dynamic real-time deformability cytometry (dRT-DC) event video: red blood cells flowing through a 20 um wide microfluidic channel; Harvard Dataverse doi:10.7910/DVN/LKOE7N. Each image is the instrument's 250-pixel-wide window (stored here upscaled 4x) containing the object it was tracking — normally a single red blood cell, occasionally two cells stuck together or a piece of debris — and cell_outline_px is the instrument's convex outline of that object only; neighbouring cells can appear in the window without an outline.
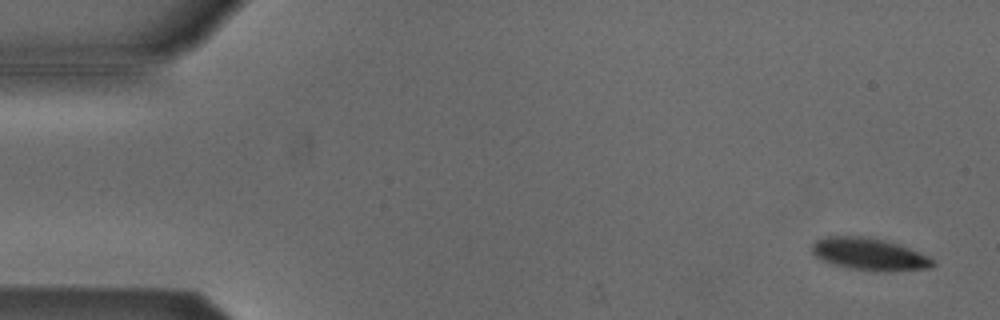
{"species": "Egyptian fruit bat (a non-hibernating species)", "species_latin": "Rousettus aegyptiacus", "temperature_condition": "cold", "stored_images_in_passage": 54, "camera_frame_rate_fps": 3000, "um_per_image_px": 0.085, "animal": {"sex": "male"}, "frame": {"image": 1, "passage_image": 3, "time_ms": 0.667, "image_size_px": [1000, 320], "cell_outline_px": [[936, 264], [932, 268], [884, 272], [848, 268], [832, 264], [820, 260], [812, 252], [812, 244], [816, 240], [824, 236], [864, 236], [884, 240], [900, 244], [928, 256], [936, 260]], "centroid_in_image_um": [73.91, 21.61], "position_along_channel_um": 11.1, "area_um2": 23.0}}
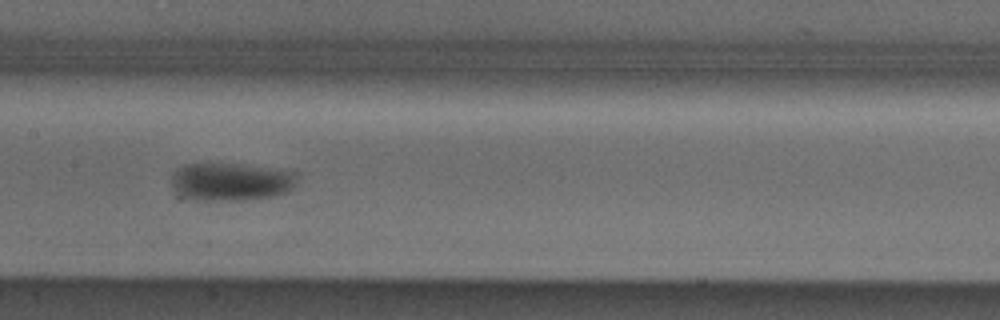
{"frame": {"image": 2, "passage_image": 27, "time_ms": 8.667, "image_size_px": [1000, 320], "cell_outline_px": [[296, 184], [288, 192], [272, 196], [240, 200], [192, 200], [172, 188], [172, 176], [184, 164], [232, 164], [296, 172]], "centroid_in_image_um": [19.63, 15.46], "position_along_channel_um": 187.8, "area_um2": 27.17}}
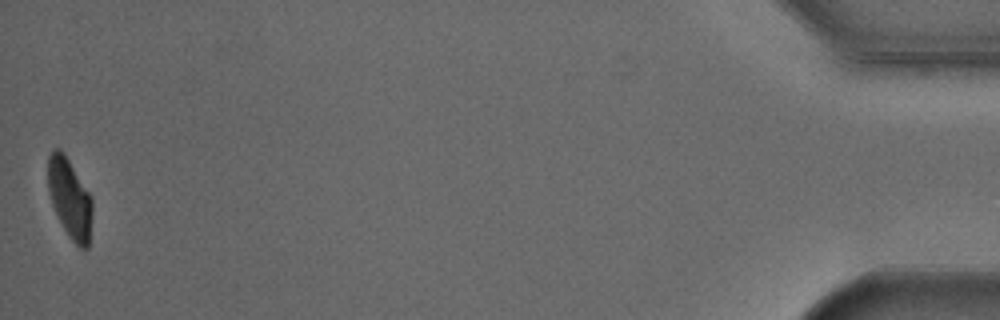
{"frame": {"image": 3, "passage_image": 54, "time_ms": 17.667, "image_size_px": [1000, 320], "cell_outline_px": [[92, 216], [88, 248], [80, 248], [68, 236], [52, 204], [48, 188], [48, 156], [52, 148], [60, 148], [64, 152], [92, 196]], "centroid_in_image_um": [5.94, 16.82], "position_along_channel_um": 429.3, "area_um2": 20.63}, "authors_computed_cell_mechanics": {"area_um2": 24.7673, "velocity_mm_per_s": 3.7896, "shape_relaxation_time_tau1_ms": 5.5229, "shape_relaxation_time_tau2_ms": 7.4805, "deformation_change_tau1": 0.1444, "deformation_change_tau2": 0.07}}